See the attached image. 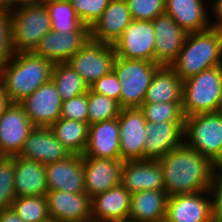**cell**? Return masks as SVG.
Listing matches in <instances>:
<instances>
[{
	"instance_id": "obj_43",
	"label": "cell",
	"mask_w": 222,
	"mask_h": 222,
	"mask_svg": "<svg viewBox=\"0 0 222 222\" xmlns=\"http://www.w3.org/2000/svg\"><path fill=\"white\" fill-rule=\"evenodd\" d=\"M0 222H24L12 208L0 210Z\"/></svg>"
},
{
	"instance_id": "obj_4",
	"label": "cell",
	"mask_w": 222,
	"mask_h": 222,
	"mask_svg": "<svg viewBox=\"0 0 222 222\" xmlns=\"http://www.w3.org/2000/svg\"><path fill=\"white\" fill-rule=\"evenodd\" d=\"M222 89V65L215 66L183 81L184 117L218 112Z\"/></svg>"
},
{
	"instance_id": "obj_8",
	"label": "cell",
	"mask_w": 222,
	"mask_h": 222,
	"mask_svg": "<svg viewBox=\"0 0 222 222\" xmlns=\"http://www.w3.org/2000/svg\"><path fill=\"white\" fill-rule=\"evenodd\" d=\"M115 56L113 45L89 40L68 63L90 86L112 71Z\"/></svg>"
},
{
	"instance_id": "obj_2",
	"label": "cell",
	"mask_w": 222,
	"mask_h": 222,
	"mask_svg": "<svg viewBox=\"0 0 222 222\" xmlns=\"http://www.w3.org/2000/svg\"><path fill=\"white\" fill-rule=\"evenodd\" d=\"M54 63L32 52L14 53L0 67V86L10 103H20L51 80Z\"/></svg>"
},
{
	"instance_id": "obj_47",
	"label": "cell",
	"mask_w": 222,
	"mask_h": 222,
	"mask_svg": "<svg viewBox=\"0 0 222 222\" xmlns=\"http://www.w3.org/2000/svg\"><path fill=\"white\" fill-rule=\"evenodd\" d=\"M6 10L4 0H0V11Z\"/></svg>"
},
{
	"instance_id": "obj_48",
	"label": "cell",
	"mask_w": 222,
	"mask_h": 222,
	"mask_svg": "<svg viewBox=\"0 0 222 222\" xmlns=\"http://www.w3.org/2000/svg\"><path fill=\"white\" fill-rule=\"evenodd\" d=\"M46 1H49V0H35V4L44 3Z\"/></svg>"
},
{
	"instance_id": "obj_1",
	"label": "cell",
	"mask_w": 222,
	"mask_h": 222,
	"mask_svg": "<svg viewBox=\"0 0 222 222\" xmlns=\"http://www.w3.org/2000/svg\"><path fill=\"white\" fill-rule=\"evenodd\" d=\"M168 197L209 190L215 164L185 143L157 160Z\"/></svg>"
},
{
	"instance_id": "obj_28",
	"label": "cell",
	"mask_w": 222,
	"mask_h": 222,
	"mask_svg": "<svg viewBox=\"0 0 222 222\" xmlns=\"http://www.w3.org/2000/svg\"><path fill=\"white\" fill-rule=\"evenodd\" d=\"M183 81L170 66H160L153 75L144 103L182 102Z\"/></svg>"
},
{
	"instance_id": "obj_30",
	"label": "cell",
	"mask_w": 222,
	"mask_h": 222,
	"mask_svg": "<svg viewBox=\"0 0 222 222\" xmlns=\"http://www.w3.org/2000/svg\"><path fill=\"white\" fill-rule=\"evenodd\" d=\"M51 80L55 83L62 102L89 91V85L68 63H54Z\"/></svg>"
},
{
	"instance_id": "obj_6",
	"label": "cell",
	"mask_w": 222,
	"mask_h": 222,
	"mask_svg": "<svg viewBox=\"0 0 222 222\" xmlns=\"http://www.w3.org/2000/svg\"><path fill=\"white\" fill-rule=\"evenodd\" d=\"M184 143L215 165H222V114L213 112L185 117Z\"/></svg>"
},
{
	"instance_id": "obj_36",
	"label": "cell",
	"mask_w": 222,
	"mask_h": 222,
	"mask_svg": "<svg viewBox=\"0 0 222 222\" xmlns=\"http://www.w3.org/2000/svg\"><path fill=\"white\" fill-rule=\"evenodd\" d=\"M132 20L152 21L164 14L165 0H126Z\"/></svg>"
},
{
	"instance_id": "obj_20",
	"label": "cell",
	"mask_w": 222,
	"mask_h": 222,
	"mask_svg": "<svg viewBox=\"0 0 222 222\" xmlns=\"http://www.w3.org/2000/svg\"><path fill=\"white\" fill-rule=\"evenodd\" d=\"M132 21L126 0H111L90 27V40L113 45Z\"/></svg>"
},
{
	"instance_id": "obj_11",
	"label": "cell",
	"mask_w": 222,
	"mask_h": 222,
	"mask_svg": "<svg viewBox=\"0 0 222 222\" xmlns=\"http://www.w3.org/2000/svg\"><path fill=\"white\" fill-rule=\"evenodd\" d=\"M121 160H144L147 121L139 108H122L118 116Z\"/></svg>"
},
{
	"instance_id": "obj_23",
	"label": "cell",
	"mask_w": 222,
	"mask_h": 222,
	"mask_svg": "<svg viewBox=\"0 0 222 222\" xmlns=\"http://www.w3.org/2000/svg\"><path fill=\"white\" fill-rule=\"evenodd\" d=\"M82 157L121 159L118 117L89 125Z\"/></svg>"
},
{
	"instance_id": "obj_45",
	"label": "cell",
	"mask_w": 222,
	"mask_h": 222,
	"mask_svg": "<svg viewBox=\"0 0 222 222\" xmlns=\"http://www.w3.org/2000/svg\"><path fill=\"white\" fill-rule=\"evenodd\" d=\"M10 105V101L7 95L4 93L3 88L0 86V117L4 113L5 109Z\"/></svg>"
},
{
	"instance_id": "obj_40",
	"label": "cell",
	"mask_w": 222,
	"mask_h": 222,
	"mask_svg": "<svg viewBox=\"0 0 222 222\" xmlns=\"http://www.w3.org/2000/svg\"><path fill=\"white\" fill-rule=\"evenodd\" d=\"M89 89L120 102L121 82L113 71L95 81Z\"/></svg>"
},
{
	"instance_id": "obj_18",
	"label": "cell",
	"mask_w": 222,
	"mask_h": 222,
	"mask_svg": "<svg viewBox=\"0 0 222 222\" xmlns=\"http://www.w3.org/2000/svg\"><path fill=\"white\" fill-rule=\"evenodd\" d=\"M121 159L83 157L84 183L90 198L121 184Z\"/></svg>"
},
{
	"instance_id": "obj_29",
	"label": "cell",
	"mask_w": 222,
	"mask_h": 222,
	"mask_svg": "<svg viewBox=\"0 0 222 222\" xmlns=\"http://www.w3.org/2000/svg\"><path fill=\"white\" fill-rule=\"evenodd\" d=\"M50 129L70 154L83 155L88 141L87 122L59 118Z\"/></svg>"
},
{
	"instance_id": "obj_15",
	"label": "cell",
	"mask_w": 222,
	"mask_h": 222,
	"mask_svg": "<svg viewBox=\"0 0 222 222\" xmlns=\"http://www.w3.org/2000/svg\"><path fill=\"white\" fill-rule=\"evenodd\" d=\"M152 23L156 36L154 63L170 66L184 46L188 32L165 13L157 16Z\"/></svg>"
},
{
	"instance_id": "obj_9",
	"label": "cell",
	"mask_w": 222,
	"mask_h": 222,
	"mask_svg": "<svg viewBox=\"0 0 222 222\" xmlns=\"http://www.w3.org/2000/svg\"><path fill=\"white\" fill-rule=\"evenodd\" d=\"M155 38L152 21L132 20L113 44L115 55L154 62Z\"/></svg>"
},
{
	"instance_id": "obj_21",
	"label": "cell",
	"mask_w": 222,
	"mask_h": 222,
	"mask_svg": "<svg viewBox=\"0 0 222 222\" xmlns=\"http://www.w3.org/2000/svg\"><path fill=\"white\" fill-rule=\"evenodd\" d=\"M69 155L70 153L56 139L50 127H34L18 157L46 165L63 160Z\"/></svg>"
},
{
	"instance_id": "obj_26",
	"label": "cell",
	"mask_w": 222,
	"mask_h": 222,
	"mask_svg": "<svg viewBox=\"0 0 222 222\" xmlns=\"http://www.w3.org/2000/svg\"><path fill=\"white\" fill-rule=\"evenodd\" d=\"M14 192L16 197L46 196L45 165L15 156Z\"/></svg>"
},
{
	"instance_id": "obj_14",
	"label": "cell",
	"mask_w": 222,
	"mask_h": 222,
	"mask_svg": "<svg viewBox=\"0 0 222 222\" xmlns=\"http://www.w3.org/2000/svg\"><path fill=\"white\" fill-rule=\"evenodd\" d=\"M46 199L50 219L57 222L92 221L91 198L87 193L48 191Z\"/></svg>"
},
{
	"instance_id": "obj_31",
	"label": "cell",
	"mask_w": 222,
	"mask_h": 222,
	"mask_svg": "<svg viewBox=\"0 0 222 222\" xmlns=\"http://www.w3.org/2000/svg\"><path fill=\"white\" fill-rule=\"evenodd\" d=\"M51 19V30L54 32L90 31L77 16L71 1L49 0L44 2Z\"/></svg>"
},
{
	"instance_id": "obj_13",
	"label": "cell",
	"mask_w": 222,
	"mask_h": 222,
	"mask_svg": "<svg viewBox=\"0 0 222 222\" xmlns=\"http://www.w3.org/2000/svg\"><path fill=\"white\" fill-rule=\"evenodd\" d=\"M164 222H214L210 191L168 197Z\"/></svg>"
},
{
	"instance_id": "obj_3",
	"label": "cell",
	"mask_w": 222,
	"mask_h": 222,
	"mask_svg": "<svg viewBox=\"0 0 222 222\" xmlns=\"http://www.w3.org/2000/svg\"><path fill=\"white\" fill-rule=\"evenodd\" d=\"M222 65V30L210 28L188 33L184 46L170 65L182 81L203 70Z\"/></svg>"
},
{
	"instance_id": "obj_22",
	"label": "cell",
	"mask_w": 222,
	"mask_h": 222,
	"mask_svg": "<svg viewBox=\"0 0 222 222\" xmlns=\"http://www.w3.org/2000/svg\"><path fill=\"white\" fill-rule=\"evenodd\" d=\"M144 159L158 160L184 143V122H147Z\"/></svg>"
},
{
	"instance_id": "obj_49",
	"label": "cell",
	"mask_w": 222,
	"mask_h": 222,
	"mask_svg": "<svg viewBox=\"0 0 222 222\" xmlns=\"http://www.w3.org/2000/svg\"><path fill=\"white\" fill-rule=\"evenodd\" d=\"M44 222H57V221H55L54 219H48V220H46V221H44Z\"/></svg>"
},
{
	"instance_id": "obj_24",
	"label": "cell",
	"mask_w": 222,
	"mask_h": 222,
	"mask_svg": "<svg viewBox=\"0 0 222 222\" xmlns=\"http://www.w3.org/2000/svg\"><path fill=\"white\" fill-rule=\"evenodd\" d=\"M131 194L121 184L91 198L93 222H128Z\"/></svg>"
},
{
	"instance_id": "obj_12",
	"label": "cell",
	"mask_w": 222,
	"mask_h": 222,
	"mask_svg": "<svg viewBox=\"0 0 222 222\" xmlns=\"http://www.w3.org/2000/svg\"><path fill=\"white\" fill-rule=\"evenodd\" d=\"M35 127H51L61 115L62 99L50 80L19 103Z\"/></svg>"
},
{
	"instance_id": "obj_5",
	"label": "cell",
	"mask_w": 222,
	"mask_h": 222,
	"mask_svg": "<svg viewBox=\"0 0 222 222\" xmlns=\"http://www.w3.org/2000/svg\"><path fill=\"white\" fill-rule=\"evenodd\" d=\"M159 67L151 61L115 56L112 71L121 82V108H139L144 103L147 89Z\"/></svg>"
},
{
	"instance_id": "obj_38",
	"label": "cell",
	"mask_w": 222,
	"mask_h": 222,
	"mask_svg": "<svg viewBox=\"0 0 222 222\" xmlns=\"http://www.w3.org/2000/svg\"><path fill=\"white\" fill-rule=\"evenodd\" d=\"M60 118L88 123V92L62 102Z\"/></svg>"
},
{
	"instance_id": "obj_32",
	"label": "cell",
	"mask_w": 222,
	"mask_h": 222,
	"mask_svg": "<svg viewBox=\"0 0 222 222\" xmlns=\"http://www.w3.org/2000/svg\"><path fill=\"white\" fill-rule=\"evenodd\" d=\"M119 102L103 94L88 91V124L117 118L121 111Z\"/></svg>"
},
{
	"instance_id": "obj_42",
	"label": "cell",
	"mask_w": 222,
	"mask_h": 222,
	"mask_svg": "<svg viewBox=\"0 0 222 222\" xmlns=\"http://www.w3.org/2000/svg\"><path fill=\"white\" fill-rule=\"evenodd\" d=\"M213 1L210 10L216 21H210L211 28L222 30V0Z\"/></svg>"
},
{
	"instance_id": "obj_33",
	"label": "cell",
	"mask_w": 222,
	"mask_h": 222,
	"mask_svg": "<svg viewBox=\"0 0 222 222\" xmlns=\"http://www.w3.org/2000/svg\"><path fill=\"white\" fill-rule=\"evenodd\" d=\"M11 208L24 222H44L49 219L46 196L16 197Z\"/></svg>"
},
{
	"instance_id": "obj_7",
	"label": "cell",
	"mask_w": 222,
	"mask_h": 222,
	"mask_svg": "<svg viewBox=\"0 0 222 222\" xmlns=\"http://www.w3.org/2000/svg\"><path fill=\"white\" fill-rule=\"evenodd\" d=\"M11 41L15 53L32 52L39 40L51 31V19L44 3L13 9Z\"/></svg>"
},
{
	"instance_id": "obj_27",
	"label": "cell",
	"mask_w": 222,
	"mask_h": 222,
	"mask_svg": "<svg viewBox=\"0 0 222 222\" xmlns=\"http://www.w3.org/2000/svg\"><path fill=\"white\" fill-rule=\"evenodd\" d=\"M168 195L165 190L131 194L128 222H164Z\"/></svg>"
},
{
	"instance_id": "obj_41",
	"label": "cell",
	"mask_w": 222,
	"mask_h": 222,
	"mask_svg": "<svg viewBox=\"0 0 222 222\" xmlns=\"http://www.w3.org/2000/svg\"><path fill=\"white\" fill-rule=\"evenodd\" d=\"M214 222H222V165H216L210 186Z\"/></svg>"
},
{
	"instance_id": "obj_37",
	"label": "cell",
	"mask_w": 222,
	"mask_h": 222,
	"mask_svg": "<svg viewBox=\"0 0 222 222\" xmlns=\"http://www.w3.org/2000/svg\"><path fill=\"white\" fill-rule=\"evenodd\" d=\"M111 0H71L77 16L81 21L91 27L108 7Z\"/></svg>"
},
{
	"instance_id": "obj_19",
	"label": "cell",
	"mask_w": 222,
	"mask_h": 222,
	"mask_svg": "<svg viewBox=\"0 0 222 222\" xmlns=\"http://www.w3.org/2000/svg\"><path fill=\"white\" fill-rule=\"evenodd\" d=\"M121 185L130 194L140 191L165 190L159 162L150 159L124 161Z\"/></svg>"
},
{
	"instance_id": "obj_25",
	"label": "cell",
	"mask_w": 222,
	"mask_h": 222,
	"mask_svg": "<svg viewBox=\"0 0 222 222\" xmlns=\"http://www.w3.org/2000/svg\"><path fill=\"white\" fill-rule=\"evenodd\" d=\"M203 0H165L164 13L188 33L211 28L210 9Z\"/></svg>"
},
{
	"instance_id": "obj_10",
	"label": "cell",
	"mask_w": 222,
	"mask_h": 222,
	"mask_svg": "<svg viewBox=\"0 0 222 222\" xmlns=\"http://www.w3.org/2000/svg\"><path fill=\"white\" fill-rule=\"evenodd\" d=\"M34 127L24 108L19 103H10L0 117V154L18 156Z\"/></svg>"
},
{
	"instance_id": "obj_46",
	"label": "cell",
	"mask_w": 222,
	"mask_h": 222,
	"mask_svg": "<svg viewBox=\"0 0 222 222\" xmlns=\"http://www.w3.org/2000/svg\"><path fill=\"white\" fill-rule=\"evenodd\" d=\"M218 112L222 114V89H221V94H220V101H219V106H218Z\"/></svg>"
},
{
	"instance_id": "obj_39",
	"label": "cell",
	"mask_w": 222,
	"mask_h": 222,
	"mask_svg": "<svg viewBox=\"0 0 222 222\" xmlns=\"http://www.w3.org/2000/svg\"><path fill=\"white\" fill-rule=\"evenodd\" d=\"M11 41V17L8 10L0 11V67L14 54Z\"/></svg>"
},
{
	"instance_id": "obj_35",
	"label": "cell",
	"mask_w": 222,
	"mask_h": 222,
	"mask_svg": "<svg viewBox=\"0 0 222 222\" xmlns=\"http://www.w3.org/2000/svg\"><path fill=\"white\" fill-rule=\"evenodd\" d=\"M15 156L0 162V210L9 209L16 198L14 192Z\"/></svg>"
},
{
	"instance_id": "obj_17",
	"label": "cell",
	"mask_w": 222,
	"mask_h": 222,
	"mask_svg": "<svg viewBox=\"0 0 222 222\" xmlns=\"http://www.w3.org/2000/svg\"><path fill=\"white\" fill-rule=\"evenodd\" d=\"M48 191L86 193L82 155L70 154L63 160L45 165Z\"/></svg>"
},
{
	"instance_id": "obj_44",
	"label": "cell",
	"mask_w": 222,
	"mask_h": 222,
	"mask_svg": "<svg viewBox=\"0 0 222 222\" xmlns=\"http://www.w3.org/2000/svg\"><path fill=\"white\" fill-rule=\"evenodd\" d=\"M6 10L11 11L13 9L35 5V0H4Z\"/></svg>"
},
{
	"instance_id": "obj_50",
	"label": "cell",
	"mask_w": 222,
	"mask_h": 222,
	"mask_svg": "<svg viewBox=\"0 0 222 222\" xmlns=\"http://www.w3.org/2000/svg\"><path fill=\"white\" fill-rule=\"evenodd\" d=\"M4 158H5V156H2V155L0 154V162H1Z\"/></svg>"
},
{
	"instance_id": "obj_16",
	"label": "cell",
	"mask_w": 222,
	"mask_h": 222,
	"mask_svg": "<svg viewBox=\"0 0 222 222\" xmlns=\"http://www.w3.org/2000/svg\"><path fill=\"white\" fill-rule=\"evenodd\" d=\"M90 40V31H49L40 40L33 54L53 63L68 62L69 59Z\"/></svg>"
},
{
	"instance_id": "obj_34",
	"label": "cell",
	"mask_w": 222,
	"mask_h": 222,
	"mask_svg": "<svg viewBox=\"0 0 222 222\" xmlns=\"http://www.w3.org/2000/svg\"><path fill=\"white\" fill-rule=\"evenodd\" d=\"M139 109L147 122H185L182 102L143 103Z\"/></svg>"
}]
</instances>
